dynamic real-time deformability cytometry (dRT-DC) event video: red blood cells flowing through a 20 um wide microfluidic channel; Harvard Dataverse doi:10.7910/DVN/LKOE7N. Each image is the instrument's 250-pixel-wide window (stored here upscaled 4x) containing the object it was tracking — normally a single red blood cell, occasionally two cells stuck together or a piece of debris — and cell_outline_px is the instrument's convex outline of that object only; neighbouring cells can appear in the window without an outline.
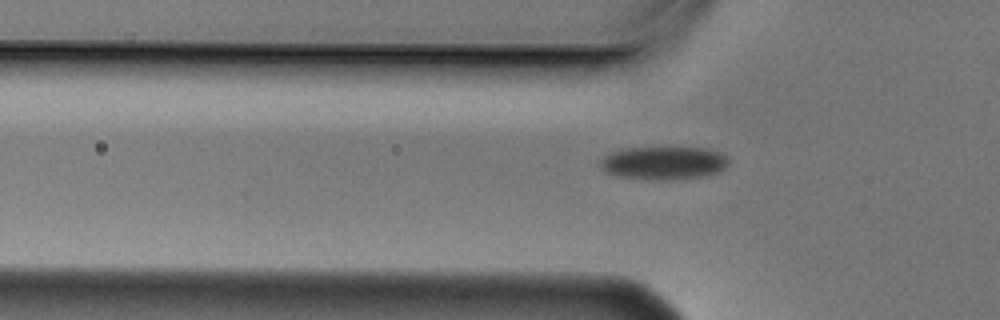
{"species": "Egyptian fruit bat (a non-hibernating species)", "species_latin": "Rousettus aegyptiacus", "temperature_condition": "cold", "stored_images_in_passage": 4, "segment_of_instrument_passage": [2, 2], "camera_frame_rate_fps": 3000, "um_per_image_px": 0.085, "animal": {"sex": "male"}, "frame": {"image": 1, "passage_image": 4, "time_ms": 1.0, "image_size_px": [1000, 320], "cell_outline_px": [[660, 300], [576, 288], [572, 280], [572, 276], [576, 272], [612, 272], [632, 276], [640, 280], [652, 288]], "centroid_in_image_um": [52.14, 24.16], "position_along_channel_um": 73.7, "area_um2": 10.69}}